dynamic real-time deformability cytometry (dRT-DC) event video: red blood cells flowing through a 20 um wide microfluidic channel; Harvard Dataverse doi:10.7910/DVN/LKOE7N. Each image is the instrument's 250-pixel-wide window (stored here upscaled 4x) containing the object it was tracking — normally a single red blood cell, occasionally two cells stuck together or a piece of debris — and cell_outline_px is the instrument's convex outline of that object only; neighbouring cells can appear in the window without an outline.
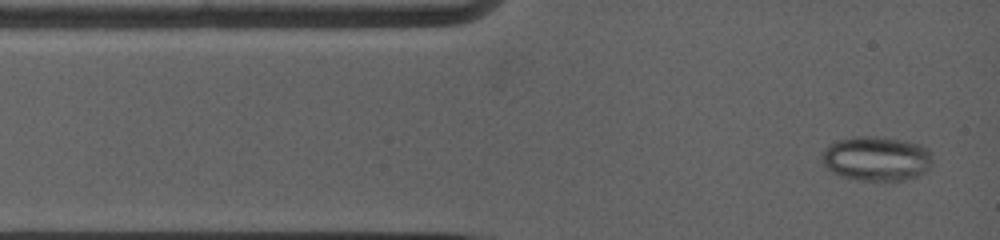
{"species": "common noctule bat (a hibernating species)", "species_latin": "Nyctalus noctula", "temperature_condition": "warm", "stored_images_in_passage": 3, "camera_frame_rate_fps": 5000, "um_per_image_px": 0.085, "animal": {"sex": "female", "body_mass_g": 19.0, "forearm_length_mm": 53.3}, "frame": {"image": 1, "passage_image": 1, "time_ms": 0.0, "image_size_px": [1000, 240], "cell_outline_px": [[932, 168], [928, 172], [920, 176], [904, 180], [856, 180], [840, 176], [824, 168], [820, 160], [820, 152], [828, 144], [836, 140], [864, 136], [868, 136], [908, 140], [920, 144], [928, 148], [932, 152]], "centroid_in_image_um": [74.51, 13.49], "position_along_channel_um": 10.5, "area_um2": 29.59}}
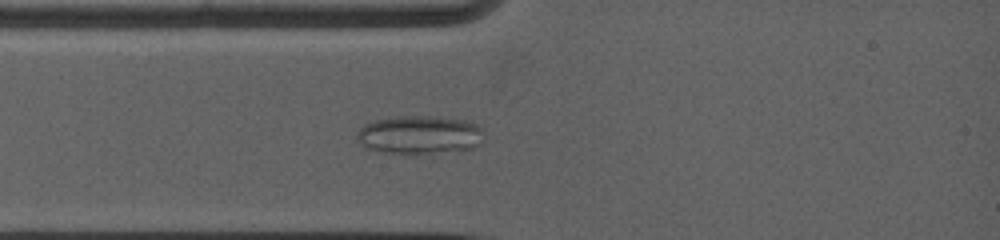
{"frame": {"image": 2, "passage_image": 3, "time_ms": 2.0, "image_size_px": [1000, 240], "cell_outline_px": [[480, 144], [476, 148], [460, 152], [404, 156], [384, 152], [368, 148], [360, 144], [356, 140], [356, 136], [360, 128], [364, 124], [376, 120], [396, 116], [424, 116], [464, 120], [476, 124], [480, 128]], "centroid_in_image_um": [35.64, 11.52], "position_along_channel_um": 49.4, "area_um2": 29.13}}